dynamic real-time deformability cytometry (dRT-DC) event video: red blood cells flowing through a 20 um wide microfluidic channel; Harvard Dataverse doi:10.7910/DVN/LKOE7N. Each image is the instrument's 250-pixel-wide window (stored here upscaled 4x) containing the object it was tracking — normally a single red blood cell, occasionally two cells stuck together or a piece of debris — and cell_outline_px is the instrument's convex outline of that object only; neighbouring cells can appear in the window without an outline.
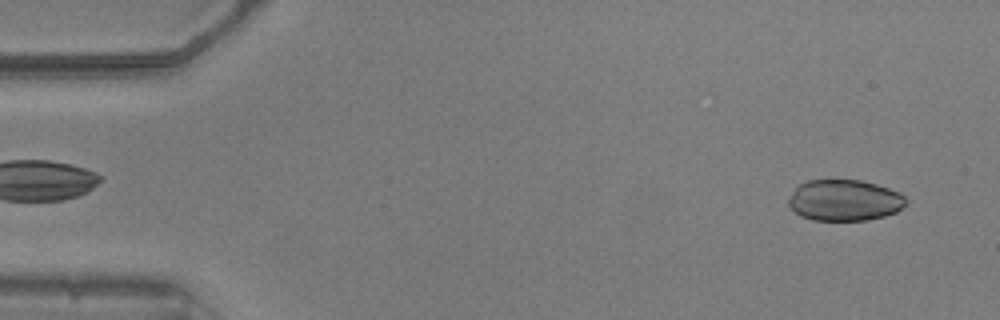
{"species": "common noctule bat (a hibernating species)", "species_latin": "Nyctalus noctula", "temperature_condition": "warm", "stored_images_in_passage": 52, "camera_frame_rate_fps": 3000, "um_per_image_px": 0.085, "animal": {"sex": "male", "body_mass_g": 20.5, "forearm_length_mm": 52.5}, "frame": {"image": 1, "passage_image": 3, "time_ms": 0.667, "image_size_px": [1000, 320], "cell_outline_px": [[908, 200], [896, 212], [884, 216], [868, 220], [812, 220], [800, 216], [788, 204], [788, 200], [796, 188], [800, 184], [808, 180], [860, 180], [876, 184], [900, 192]], "centroid_in_image_um": [71.79, 17.02], "position_along_channel_um": 13.2, "area_um2": 28.03}}
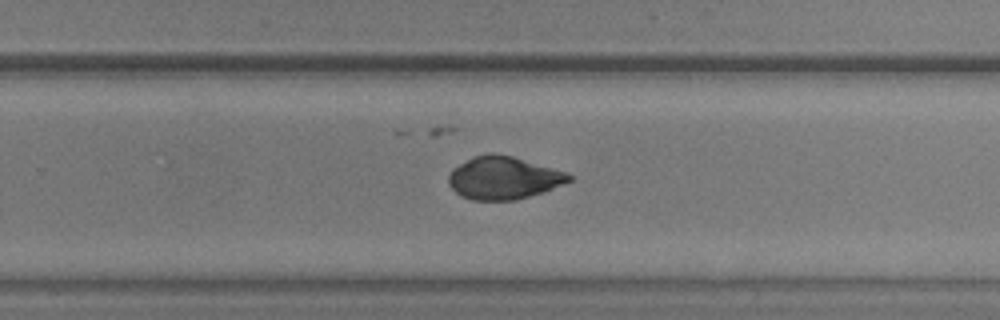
{"frame": {"image": 2, "passage_image": 33, "time_ms": 10.667, "image_size_px": [1000, 320], "cell_outline_px": [[572, 180], [544, 192], [516, 200], [472, 200], [460, 196], [448, 184], [448, 176], [452, 168], [472, 156], [488, 152], [492, 152], [512, 156], [568, 172], [572, 176]], "centroid_in_image_um": [42.78, 15.11], "position_along_channel_um": 287.0, "area_um2": 30.29}}
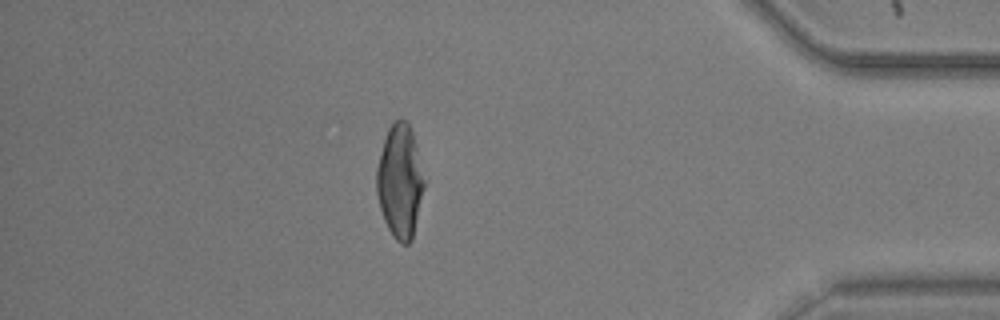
{"frame": {"image": 3, "passage_image": 45, "time_ms": 14.667, "image_size_px": [1000, 320], "cell_outline_px": [[424, 188], [412, 240], [408, 244], [400, 244], [392, 236], [384, 220], [380, 208], [376, 192], [376, 168], [384, 140], [388, 128], [392, 120], [408, 120], [412, 132], [424, 180]], "centroid_in_image_um": [33.97, 15.43], "position_along_channel_um": 401.2, "area_um2": 31.27}}